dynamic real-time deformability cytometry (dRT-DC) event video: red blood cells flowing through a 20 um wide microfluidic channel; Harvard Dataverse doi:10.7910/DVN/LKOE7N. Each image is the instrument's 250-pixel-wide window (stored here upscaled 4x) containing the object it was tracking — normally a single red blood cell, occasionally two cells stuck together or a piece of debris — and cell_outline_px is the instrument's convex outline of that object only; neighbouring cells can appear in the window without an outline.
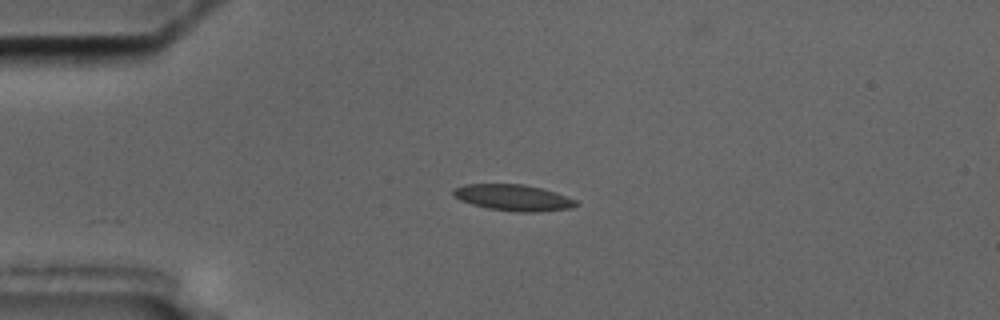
{"species": "common noctule bat (a hibernating species)", "species_latin": "Nyctalus noctula", "temperature_condition": "cold", "stored_images_in_passage": 45, "camera_frame_rate_fps": 3000, "um_per_image_px": 0.085, "animal": {"sex": "male", "body_mass_g": 17.5, "forearm_length_mm": 52.3}, "frame": {"image": 1, "passage_image": 1, "time_ms": 0.0, "image_size_px": [1000, 320], "cell_outline_px": [[580, 204], [572, 208], [540, 212], [516, 212], [488, 208], [472, 204], [460, 200], [452, 196], [452, 188], [464, 184], [524, 184], [556, 192], [576, 200]], "centroid_in_image_um": [43.62, 16.8], "position_along_channel_um": 41.4, "area_um2": 18.96}}
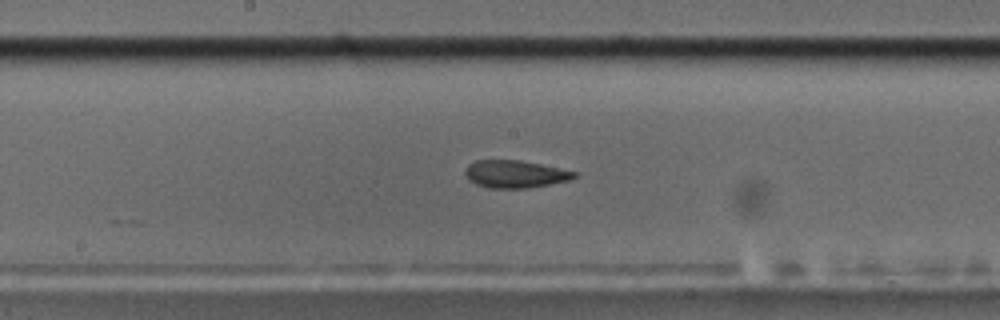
{"frame": {"image": 2, "passage_image": 17, "time_ms": 5.333, "image_size_px": [1000, 320], "cell_outline_px": [[576, 176], [568, 180], [528, 188], [488, 188], [476, 184], [468, 180], [464, 172], [468, 164], [476, 160], [520, 160], [540, 164], [576, 172]], "centroid_in_image_um": [43.72, 14.79], "position_along_channel_um": 204.5, "area_um2": 17.34}}
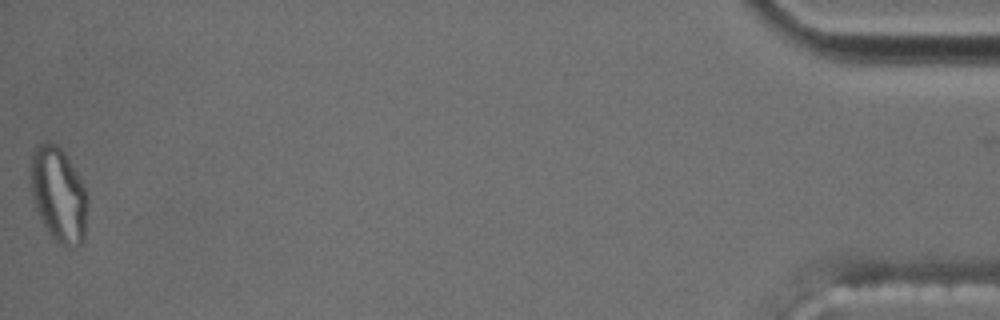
{"frame": {"image": 3, "passage_image": 44, "time_ms": 14.333, "image_size_px": [1000, 320], "cell_outline_px": [[88, 200], [84, 244], [72, 248], [68, 248], [60, 244], [48, 232], [36, 208], [32, 192], [32, 156], [36, 148], [44, 140], [56, 144], [60, 148], [68, 160], [80, 180], [88, 196]], "centroid_in_image_um": [5.02, 16.61], "position_along_channel_um": 430.2, "area_um2": 30.87}}